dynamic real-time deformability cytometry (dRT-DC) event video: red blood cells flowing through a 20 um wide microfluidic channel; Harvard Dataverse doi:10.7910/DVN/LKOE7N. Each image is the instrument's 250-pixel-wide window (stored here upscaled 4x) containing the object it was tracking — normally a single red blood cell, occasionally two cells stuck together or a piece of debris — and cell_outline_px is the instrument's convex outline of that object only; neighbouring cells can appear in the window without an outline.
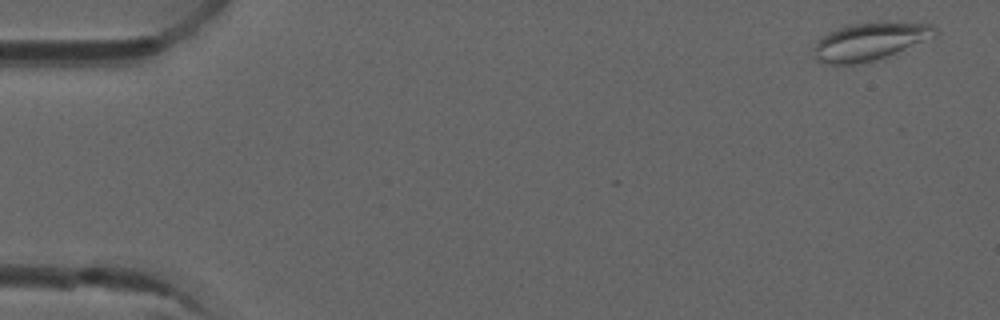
{"species": "common noctule bat (a hibernating species)", "species_latin": "Nyctalus noctula", "temperature_condition": "room temperature", "stored_images_in_passage": 6, "camera_frame_rate_fps": 3000, "um_per_image_px": 0.085, "animal": {"sex": "male", "forearm_length_mm": 52.5}, "frame": {"image": 1, "passage_image": 1, "time_ms": 0.0, "image_size_px": [1000, 320], "cell_outline_px": [[940, 32], [936, 36], [884, 56], [872, 60], [852, 64], [828, 64], [812, 60], [812, 48], [816, 40], [820, 36], [828, 32], [848, 24], [932, 24]], "centroid_in_image_um": [73.8, 3.55], "position_along_channel_um": 11.2, "area_um2": 25.95}}
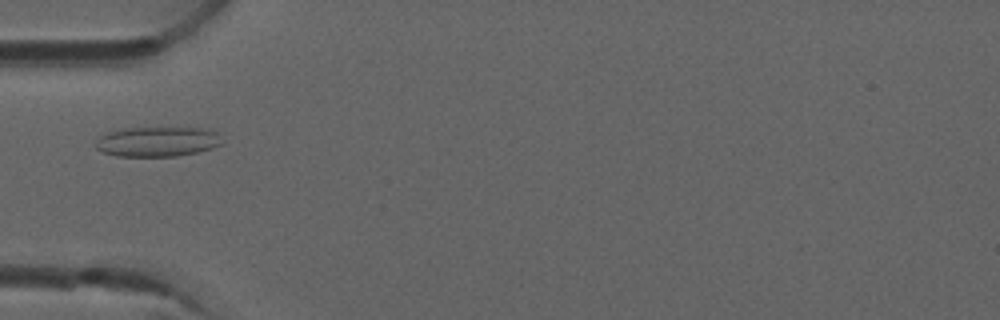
{"frame": {"image": 2, "passage_image": 5, "time_ms": 1.333, "image_size_px": [1000, 320], "cell_outline_px": [[224, 144], [212, 148], [196, 152], [176, 156], [116, 156], [104, 152], [96, 148], [92, 144], [100, 136], [108, 132], [124, 128], [212, 128], [216, 132]], "centroid_in_image_um": [13.38, 12.03], "position_along_channel_um": 71.6, "area_um2": 22.14}}